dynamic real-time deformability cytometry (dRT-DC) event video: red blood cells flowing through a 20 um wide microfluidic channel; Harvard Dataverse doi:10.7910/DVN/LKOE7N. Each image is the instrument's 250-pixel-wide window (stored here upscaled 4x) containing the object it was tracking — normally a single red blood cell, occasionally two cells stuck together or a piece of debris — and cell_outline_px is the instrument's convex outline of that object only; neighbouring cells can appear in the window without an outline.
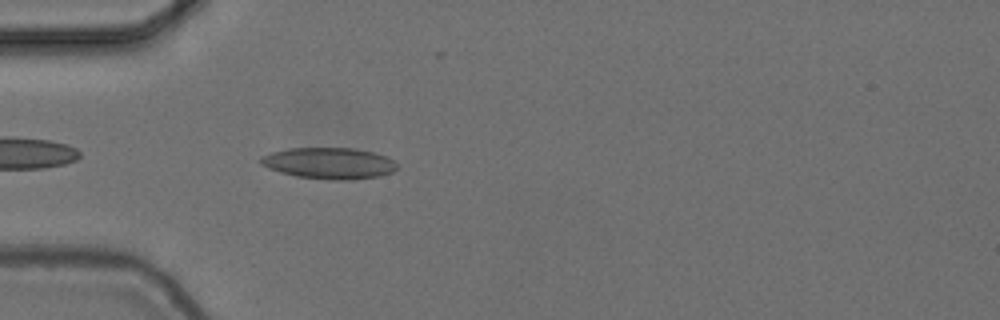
{"species": "common noctule bat (a hibernating species)", "species_latin": "Nyctalus noctula", "temperature_condition": "cold", "stored_images_in_passage": 37, "camera_frame_rate_fps": 3000, "um_per_image_px": 0.085, "animal": {"sex": "female", "body_mass_g": 24.6, "forearm_length_mm": 56.2}, "frame": {"image": 1, "passage_image": 3, "time_ms": 0.667, "image_size_px": [1000, 320], "cell_outline_px": [[396, 168], [392, 172], [380, 176], [352, 180], [336, 180], [296, 176], [280, 172], [268, 168], [260, 164], [260, 156], [272, 152], [288, 148], [356, 148], [388, 156], [396, 164]], "centroid_in_image_um": [27.97, 13.87], "position_along_channel_um": 57.0, "area_um2": 24.91}}
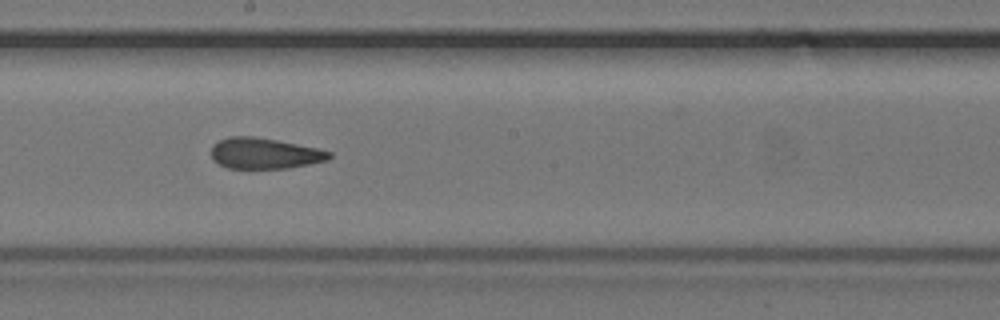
{"frame": {"image": 2, "passage_image": 17, "time_ms": 5.333, "image_size_px": [1000, 320], "cell_outline_px": [[332, 156], [328, 160], [288, 168], [228, 168], [212, 160], [212, 144], [228, 136], [252, 136], [276, 140], [316, 148], [332, 152]], "centroid_in_image_um": [22.47, 13.03], "position_along_channel_um": 225.7, "area_um2": 21.1}}
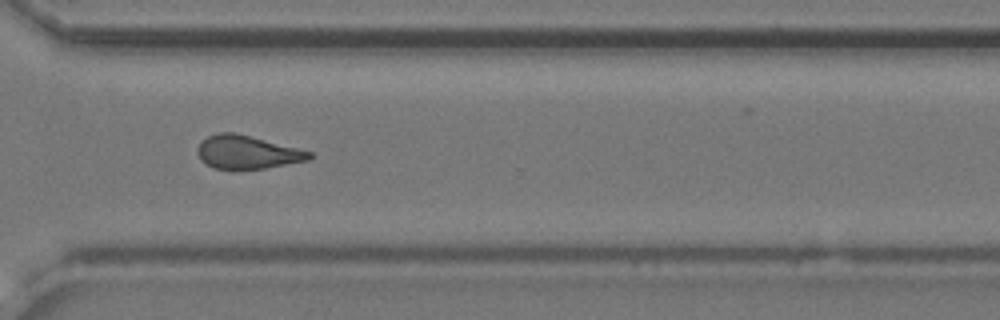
{"frame": {"image": 3, "passage_image": 27, "time_ms": 8.667, "image_size_px": [1000, 320], "cell_outline_px": [[316, 156], [308, 160], [264, 168], [216, 168], [200, 160], [200, 144], [208, 136], [216, 132], [236, 132], [312, 152]], "centroid_in_image_um": [21.07, 12.91], "position_along_channel_um": 349.5, "area_um2": 21.15}, "authors_computed_cell_mechanics": {"area_um2": 21.6172, "velocity_mm_per_s": 3.7388, "shape_relaxation_time_tau1_ms": null, "shape_relaxation_time_tau2_ms": 3.9444, "deformation_change_tau1": null, "deformation_change_tau2": 0.135}}